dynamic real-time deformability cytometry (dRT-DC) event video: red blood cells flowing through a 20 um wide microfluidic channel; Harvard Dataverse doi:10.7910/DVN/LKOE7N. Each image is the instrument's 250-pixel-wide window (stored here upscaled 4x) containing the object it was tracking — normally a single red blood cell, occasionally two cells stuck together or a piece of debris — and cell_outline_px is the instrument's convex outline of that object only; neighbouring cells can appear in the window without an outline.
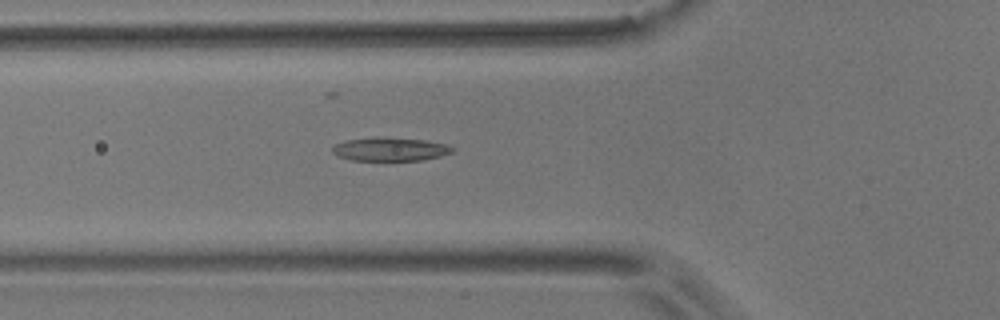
{"species": "common noctule bat (a hibernating species)", "species_latin": "Nyctalus noctula", "temperature_condition": "room temperature", "stored_images_in_passage": 53, "camera_frame_rate_fps": 3000, "um_per_image_px": 0.085, "animal": {"sex": "male", "body_mass_g": 17.9}, "frame": {"image": 1, "passage_image": 17, "time_ms": 5.333, "image_size_px": [1000, 320], "cell_outline_px": [[456, 148], [452, 152], [440, 156], [424, 160], [352, 160], [340, 156], [332, 152], [332, 148], [336, 144], [348, 140], [380, 136], [428, 140], [444, 144]], "centroid_in_image_um": [33.2, 12.67], "position_along_channel_um": 92.6, "area_um2": 16.42}}
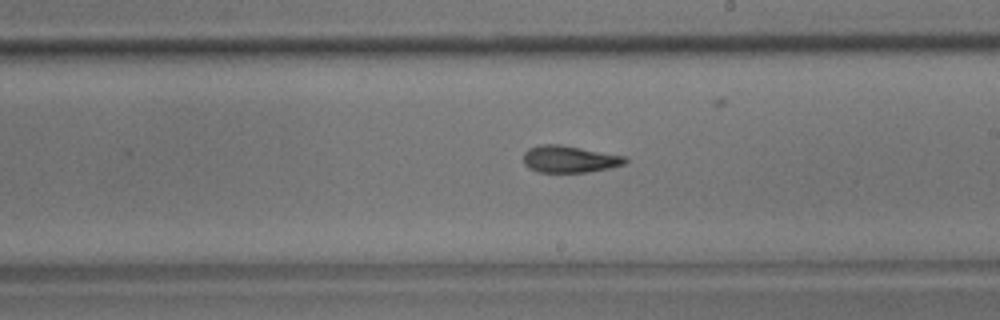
{"frame": {"image": 2, "passage_image": 29, "time_ms": 9.333, "image_size_px": [1000, 320], "cell_outline_px": [[628, 160], [624, 164], [608, 168], [588, 172], [536, 172], [528, 168], [524, 164], [524, 152], [528, 148], [540, 144], [560, 144], [624, 156]], "centroid_in_image_um": [48.35, 13.52], "position_along_channel_um": 240.6, "area_um2": 15.95}}
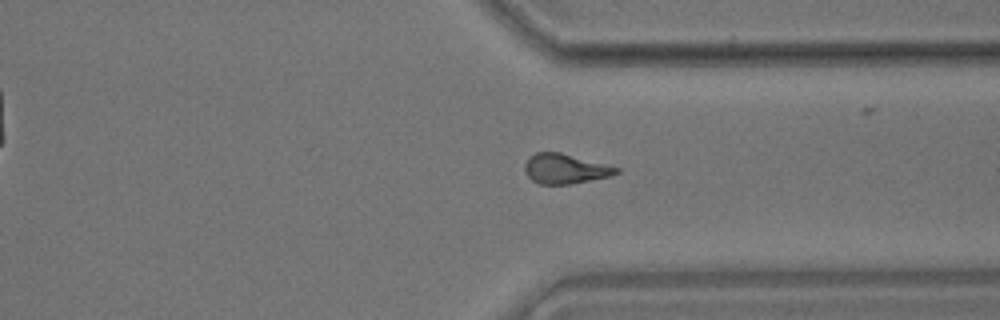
{"frame": {"image": 3, "passage_image": 39, "time_ms": 12.667, "image_size_px": [1000, 320], "cell_outline_px": [[620, 172], [608, 176], [568, 184], [540, 184], [532, 180], [528, 176], [524, 168], [524, 164], [528, 156], [536, 152], [560, 152], [620, 168]], "centroid_in_image_um": [47.99, 14.33], "position_along_channel_um": 363.4, "area_um2": 15.72}, "authors_computed_cell_mechanics": {"area_um2": 16.1262, "velocity_mm_per_s": 3.6864, "shape_relaxation_time_tau1_ms": 9.0923, "shape_relaxation_time_tau2_ms": 3.0766, "deformation_change_tau1": 0.2036, "deformation_change_tau2": 0.1124}}